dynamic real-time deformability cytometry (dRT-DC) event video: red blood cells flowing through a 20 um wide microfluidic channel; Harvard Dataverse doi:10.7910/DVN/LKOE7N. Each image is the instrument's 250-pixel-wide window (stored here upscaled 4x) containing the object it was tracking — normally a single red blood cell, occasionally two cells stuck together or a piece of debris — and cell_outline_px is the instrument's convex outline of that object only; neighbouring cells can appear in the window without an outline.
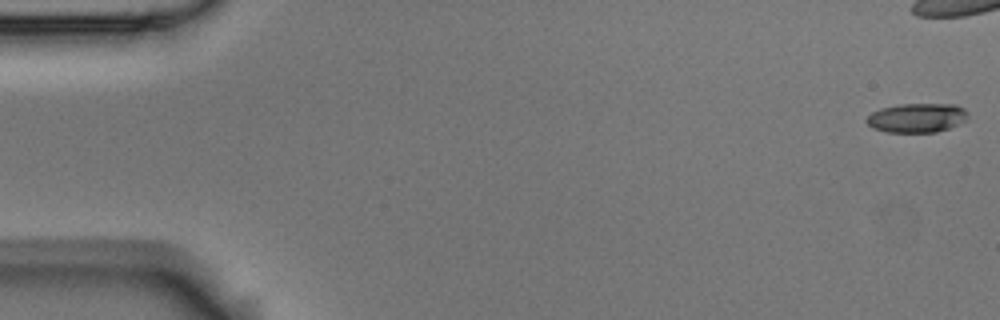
{"species": "Egyptian fruit bat (a non-hibernating species)", "species_latin": "Rousettus aegyptiacus", "temperature_condition": "room temperature", "stored_images_in_passage": 15, "camera_frame_rate_fps": 3000, "um_per_image_px": 0.085, "animal": {"sex": "male"}, "frame": {"image": 1, "passage_image": 1, "time_ms": 0.0, "image_size_px": [1000, 320], "cell_outline_px": [[968, 120], [948, 128], [936, 132], [888, 132], [872, 128], [864, 120], [872, 112], [880, 108], [900, 104], [956, 104], [964, 108], [968, 112]], "centroid_in_image_um": [77.95, 10.01], "position_along_channel_um": 7.1, "area_um2": 17.4}}
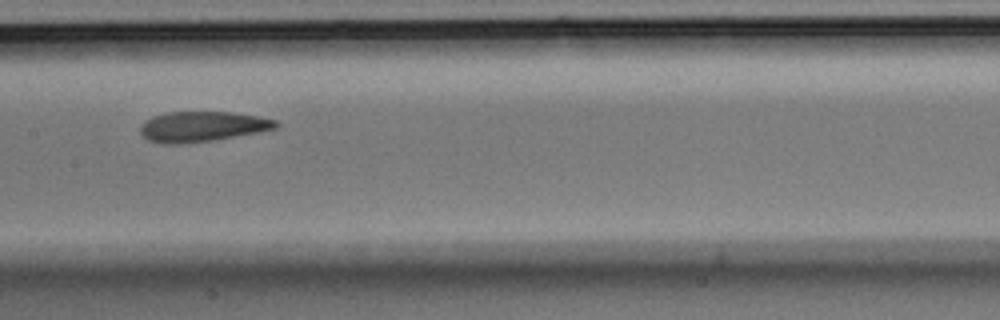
{"frame": {"image": 2, "passage_image": 8, "time_ms": 2.333, "image_size_px": [1000, 320], "cell_outline_px": [[280, 124], [276, 128], [260, 132], [212, 140], [180, 144], [164, 144], [148, 140], [140, 132], [140, 128], [144, 120], [152, 116], [164, 112], [232, 112], [260, 116], [276, 120]], "centroid_in_image_um": [17.19, 10.75], "position_along_channel_um": 190.2, "area_um2": 24.04}}
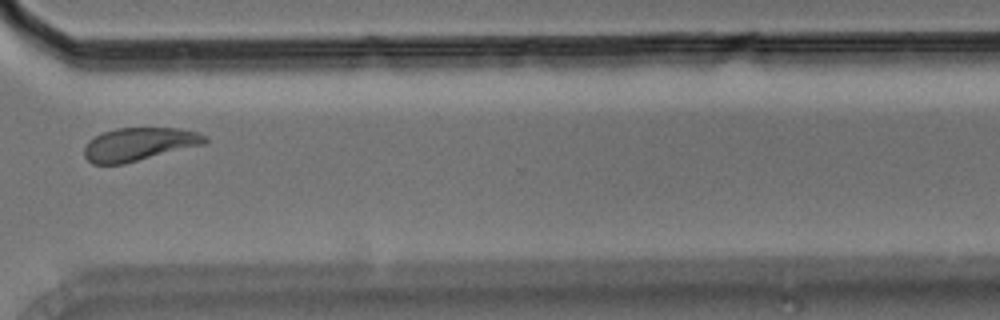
{"frame": {"image": 3, "passage_image": 12, "time_ms": 3.667, "image_size_px": [1000, 320], "cell_outline_px": [[208, 140], [204, 144], [124, 164], [92, 164], [84, 156], [84, 148], [88, 140], [104, 132], [116, 128], [180, 128], [200, 132], [208, 136]], "centroid_in_image_um": [11.84, 12.25], "position_along_channel_um": 358.8, "area_um2": 23.41}}